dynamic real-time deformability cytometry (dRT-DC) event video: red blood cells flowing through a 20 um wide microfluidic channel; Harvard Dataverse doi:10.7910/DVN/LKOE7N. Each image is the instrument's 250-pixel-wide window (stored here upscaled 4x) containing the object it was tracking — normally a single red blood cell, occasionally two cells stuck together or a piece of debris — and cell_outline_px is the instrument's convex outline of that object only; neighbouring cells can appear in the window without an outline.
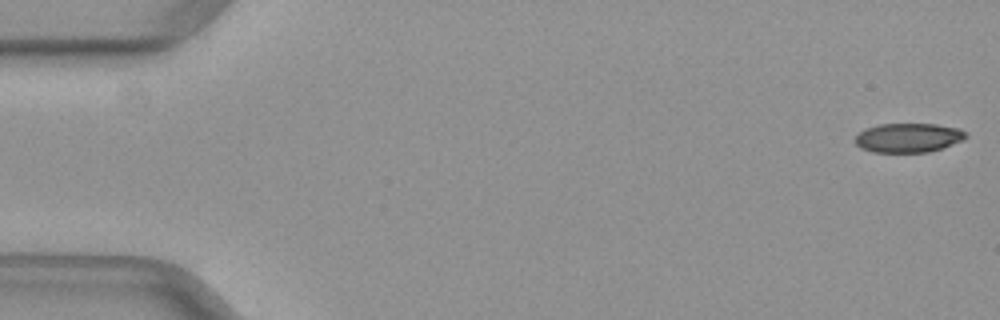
{"species": "common noctule bat (a hibernating species)", "species_latin": "Nyctalus noctula", "temperature_condition": "warm", "stored_images_in_passage": 15, "camera_frame_rate_fps": 3000, "um_per_image_px": 0.085, "animal": {"sex": "female", "body_mass_g": 29.2, "forearm_length_mm": 56.3}, "frame": {"image": 1, "passage_image": 1, "time_ms": 0.0, "image_size_px": [1000, 320], "cell_outline_px": [[968, 136], [964, 140], [928, 152], [872, 152], [860, 148], [856, 144], [856, 136], [864, 128], [880, 124], [936, 124], [960, 128], [968, 132]], "centroid_in_image_um": [77.23, 11.7], "position_along_channel_um": 7.8, "area_um2": 18.96}}
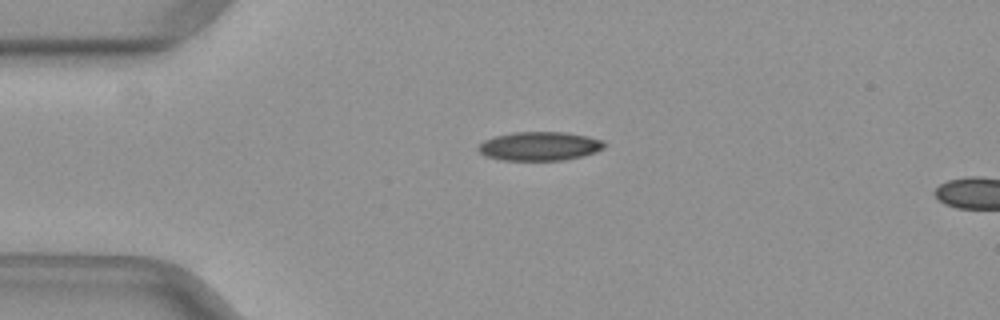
{"frame": {"image": 2, "passage_image": 12, "time_ms": 3.667, "image_size_px": [1000, 320], "cell_outline_px": [[604, 148], [596, 152], [580, 156], [560, 160], [500, 160], [484, 156], [476, 148], [484, 140], [496, 136], [512, 132], [568, 132], [588, 136], [604, 140]], "centroid_in_image_um": [45.85, 12.42], "position_along_channel_um": 39.2, "area_um2": 21.21}}